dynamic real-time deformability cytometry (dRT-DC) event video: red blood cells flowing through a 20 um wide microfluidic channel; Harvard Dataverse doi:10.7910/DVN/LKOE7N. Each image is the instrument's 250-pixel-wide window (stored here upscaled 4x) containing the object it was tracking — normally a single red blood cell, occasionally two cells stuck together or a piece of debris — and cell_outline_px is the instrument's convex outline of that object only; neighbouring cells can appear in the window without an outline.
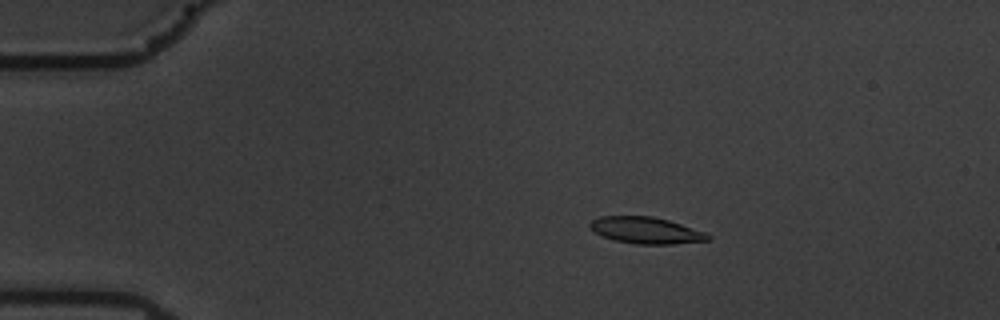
{"species": "common noctule bat (a hibernating species)", "species_latin": "Nyctalus noctula", "temperature_condition": "warm", "stored_images_in_passage": 59, "camera_frame_rate_fps": 3000, "um_per_image_px": 0.085, "animal": {"sex": "male", "body_mass_g": 19.5, "forearm_length_mm": 54.6}, "frame": {"image": 1, "passage_image": 12, "time_ms": 3.667, "image_size_px": [1000, 320], "cell_outline_px": [[712, 236], [708, 240], [672, 244], [636, 244], [616, 240], [604, 236], [596, 232], [588, 224], [592, 220], [600, 216], [652, 216], [668, 220], [704, 232]], "centroid_in_image_um": [54.91, 19.57], "position_along_channel_um": 30.1, "area_um2": 17.92}}
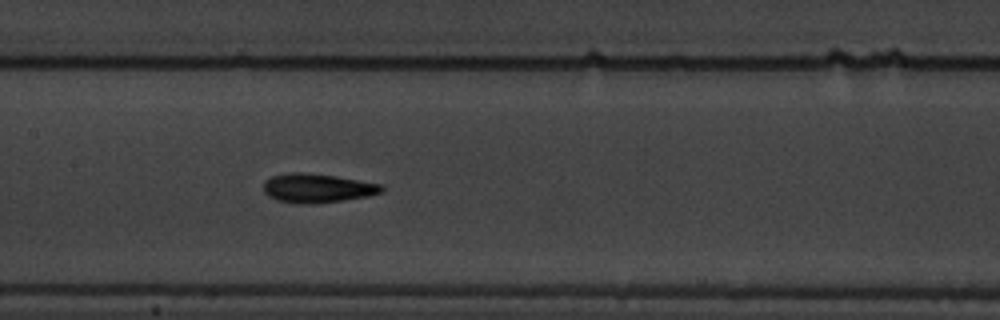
{"frame": {"image": 2, "passage_image": 30, "time_ms": 9.667, "image_size_px": [1000, 320], "cell_outline_px": [[384, 192], [368, 196], [344, 200], [312, 204], [304, 204], [276, 200], [268, 196], [264, 192], [264, 180], [272, 176], [288, 172], [304, 172], [336, 176], [384, 184]], "centroid_in_image_um": [26.99, 15.98], "position_along_channel_um": 180.4, "area_um2": 20.23}}
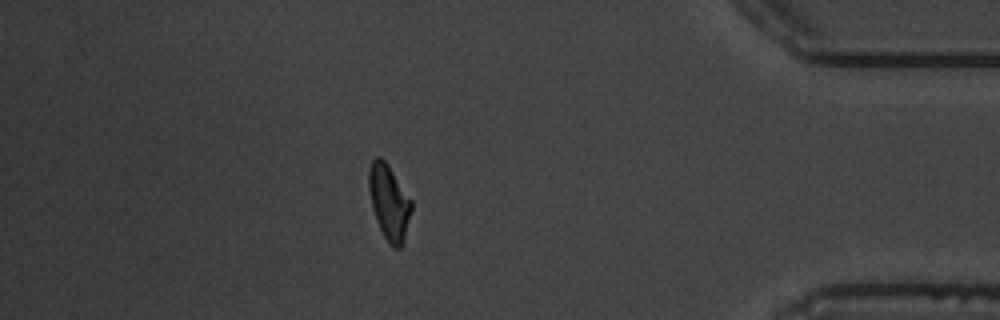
{"frame": {"image": 3, "passage_image": 52, "time_ms": 17.0, "image_size_px": [1000, 320], "cell_outline_px": [[412, 208], [404, 236], [400, 248], [392, 248], [388, 244], [376, 220], [372, 208], [368, 188], [368, 172], [372, 160], [376, 156], [380, 156], [388, 164], [412, 200]], "centroid_in_image_um": [33.05, 17.16], "position_along_channel_um": 402.1, "area_um2": 18.61}, "authors_computed_cell_mechanics": {"area_um2": 18.3804, "velocity_mm_per_s": 3.5231, "shape_relaxation_time_tau1_ms": 3.793, "shape_relaxation_time_tau2_ms": 3.8744, "deformation_change_tau1": 0.1858, "deformation_change_tau2": 0.132}}